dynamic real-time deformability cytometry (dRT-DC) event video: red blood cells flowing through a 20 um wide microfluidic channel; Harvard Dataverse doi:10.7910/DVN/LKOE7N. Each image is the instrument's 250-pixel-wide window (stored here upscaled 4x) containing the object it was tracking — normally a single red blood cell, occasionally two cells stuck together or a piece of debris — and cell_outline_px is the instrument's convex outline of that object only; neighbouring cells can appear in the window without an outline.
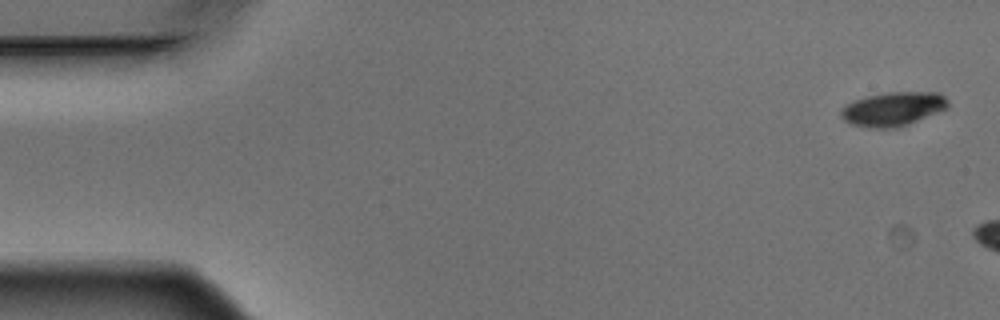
{"species": "Egyptian fruit bat (a non-hibernating species)", "species_latin": "Rousettus aegyptiacus", "temperature_condition": "warm", "stored_images_in_passage": 3, "camera_frame_rate_fps": 3000, "um_per_image_px": 0.085, "animal": {"sex": "male"}, "frame": {"image": 1, "passage_image": 1, "time_ms": 0.0, "image_size_px": [1000, 320], "cell_outline_px": [[948, 108], [908, 124], [896, 128], [868, 128], [852, 124], [844, 120], [840, 116], [840, 112], [848, 104], [856, 100], [868, 96], [888, 92], [940, 92], [948, 100]], "centroid_in_image_um": [75.93, 9.26], "position_along_channel_um": 9.1, "area_um2": 21.04}}